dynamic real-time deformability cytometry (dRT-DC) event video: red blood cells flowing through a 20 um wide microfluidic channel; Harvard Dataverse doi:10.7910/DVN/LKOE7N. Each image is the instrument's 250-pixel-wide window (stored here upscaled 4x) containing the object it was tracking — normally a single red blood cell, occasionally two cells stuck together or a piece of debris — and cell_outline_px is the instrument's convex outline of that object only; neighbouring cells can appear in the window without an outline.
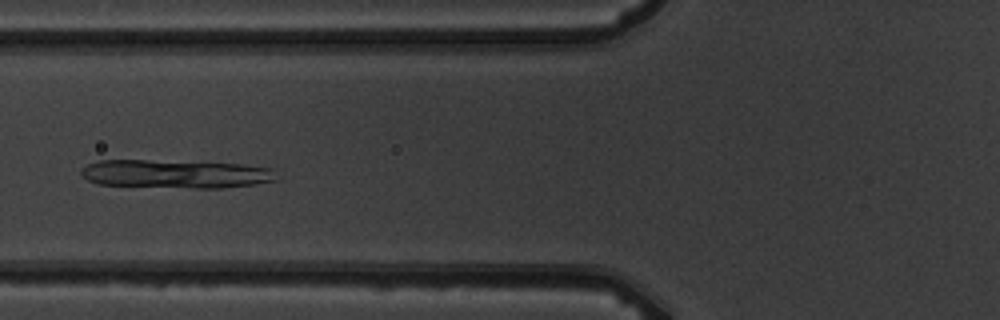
{"species": "common noctule bat (a hibernating species)", "species_latin": "Nyctalus noctula", "temperature_condition": "warm", "stored_images_in_passage": 8, "camera_frame_rate_fps": 3000, "um_per_image_px": 0.085, "animal": {"sex": "male", "body_mass_g": 19.5, "forearm_length_mm": 54.6}, "frame": {"image": 1, "passage_image": 6, "time_ms": 6.667, "image_size_px": [1000, 320], "cell_outline_px": [[276, 180], [256, 184], [220, 188], [196, 188], [96, 184], [88, 180], [80, 172], [80, 168], [88, 164], [100, 160], [148, 160], [244, 164], [272, 168]], "centroid_in_image_um": [14.91, 14.78], "position_along_channel_um": 110.9, "area_um2": 32.25}}
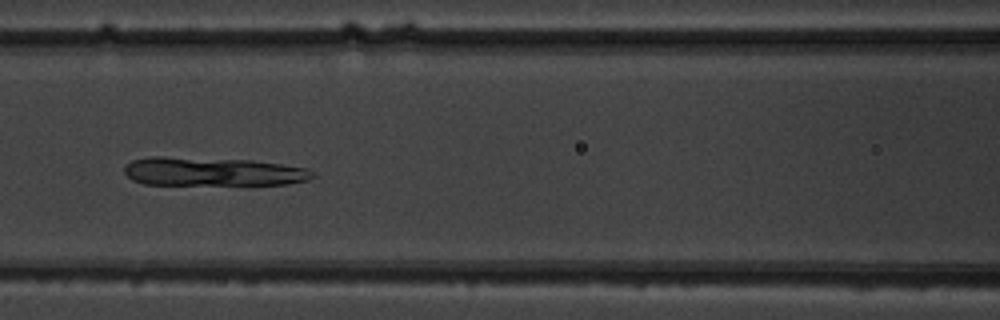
{"frame": {"image": 2, "passage_image": 7, "time_ms": 7.667, "image_size_px": [1000, 320], "cell_outline_px": [[316, 176], [308, 180], [288, 184], [144, 184], [132, 180], [124, 172], [124, 168], [132, 160], [152, 156], [164, 156], [252, 160], [308, 168], [316, 172]], "centroid_in_image_um": [18.11, 14.58], "position_along_channel_um": 148.5, "area_um2": 31.5}}
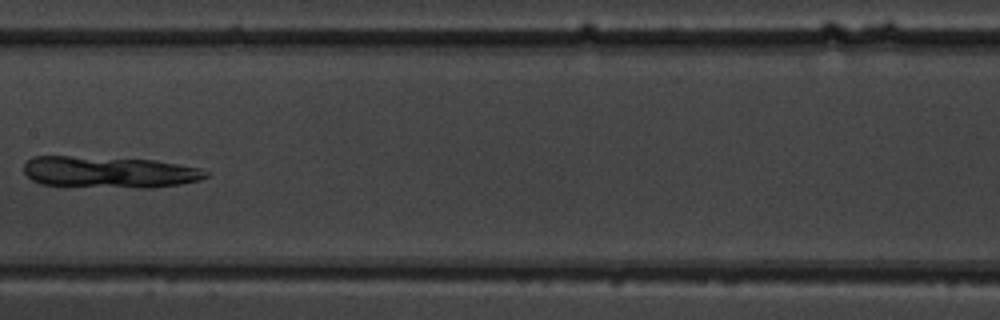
{"frame": {"image": 3, "passage_image": 8, "time_ms": 9.0, "image_size_px": [1000, 320], "cell_outline_px": [[212, 172], [208, 176], [200, 180], [180, 184], [152, 188], [144, 188], [40, 184], [32, 180], [24, 172], [24, 164], [32, 156], [68, 156], [156, 160], [200, 168]], "centroid_in_image_um": [9.33, 14.62], "position_along_channel_um": 198.1, "area_um2": 33.41}}